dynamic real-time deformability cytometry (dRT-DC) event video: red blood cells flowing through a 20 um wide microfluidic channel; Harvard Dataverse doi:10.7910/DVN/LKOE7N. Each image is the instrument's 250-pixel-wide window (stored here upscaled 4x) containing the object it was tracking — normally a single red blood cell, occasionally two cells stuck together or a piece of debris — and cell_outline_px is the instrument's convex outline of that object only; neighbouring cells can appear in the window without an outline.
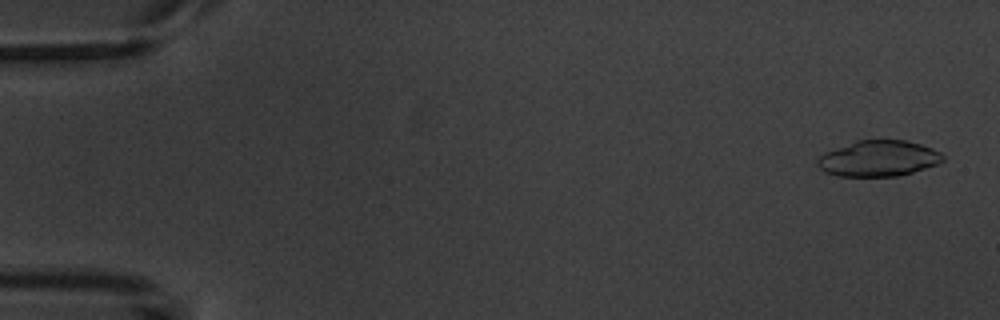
{"species": "common noctule bat (a hibernating species)", "species_latin": "Nyctalus noctula", "temperature_condition": "warm", "stored_images_in_passage": 5, "camera_frame_rate_fps": 3000, "um_per_image_px": 0.085, "animal": {"sex": "male", "body_mass_g": 20.1, "forearm_length_mm": 53.5}, "frame": {"image": 1, "passage_image": 1, "time_ms": 0.0, "image_size_px": [1000, 320], "cell_outline_px": [[944, 160], [936, 164], [912, 172], [896, 176], [840, 176], [824, 172], [816, 164], [816, 156], [824, 152], [856, 140], [904, 140], [920, 144], [932, 148], [940, 152], [944, 156]], "centroid_in_image_um": [74.61, 13.46], "position_along_channel_um": 10.4, "area_um2": 26.24}}
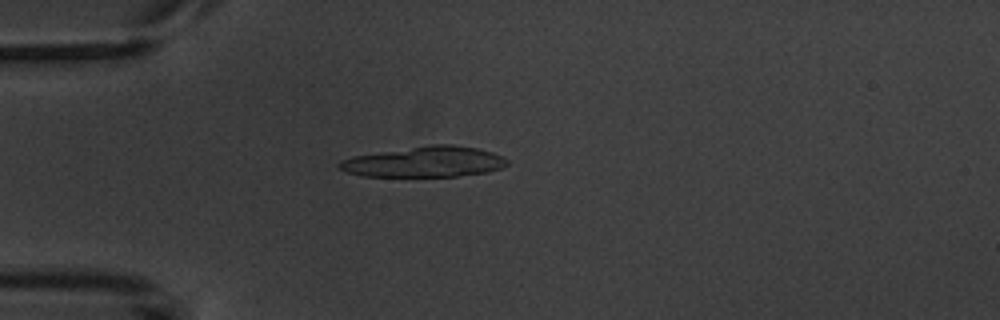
{"frame": {"image": 2, "passage_image": 5, "time_ms": 4.333, "image_size_px": [1000, 320], "cell_outline_px": [[508, 164], [500, 168], [488, 172], [456, 176], [364, 176], [344, 172], [336, 164], [340, 160], [352, 156], [432, 144], [452, 144], [476, 148], [492, 152], [508, 160]], "centroid_in_image_um": [36.06, 13.75], "position_along_channel_um": 48.9, "area_um2": 29.82}}